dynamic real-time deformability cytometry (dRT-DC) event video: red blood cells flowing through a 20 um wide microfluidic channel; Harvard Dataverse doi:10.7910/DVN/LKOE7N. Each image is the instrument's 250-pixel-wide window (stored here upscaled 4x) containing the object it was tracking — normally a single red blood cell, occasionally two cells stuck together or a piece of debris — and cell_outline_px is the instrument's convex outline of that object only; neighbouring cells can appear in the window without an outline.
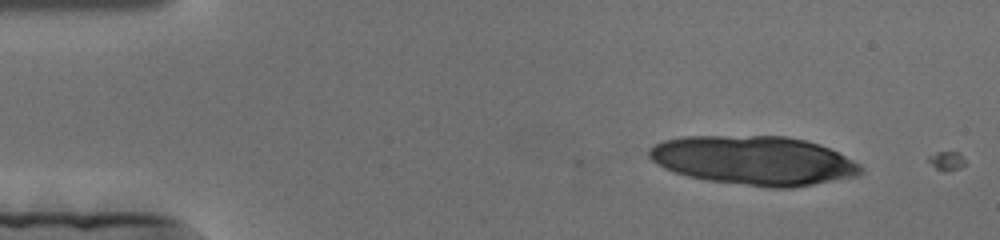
{"species": "human", "species_latin": "Homo sapiens", "temperature_condition": "cold", "stored_images_in_passage": 5, "camera_frame_rate_fps": 3000, "um_per_image_px": 0.085, "donor": {"sex": "female"}, "frame": {"image": 1, "passage_image": 2, "time_ms": 0.333, "image_size_px": [1000, 240], "cell_outline_px": [[864, 172], [860, 176], [792, 188], [768, 188], [708, 180], [688, 176], [664, 168], [656, 164], [648, 156], [648, 148], [664, 140], [684, 136], [784, 136], [804, 140], [820, 144], [860, 164], [864, 168]], "centroid_in_image_um": [64.1, 13.65], "position_along_channel_um": 20.9, "area_um2": 60.69}}